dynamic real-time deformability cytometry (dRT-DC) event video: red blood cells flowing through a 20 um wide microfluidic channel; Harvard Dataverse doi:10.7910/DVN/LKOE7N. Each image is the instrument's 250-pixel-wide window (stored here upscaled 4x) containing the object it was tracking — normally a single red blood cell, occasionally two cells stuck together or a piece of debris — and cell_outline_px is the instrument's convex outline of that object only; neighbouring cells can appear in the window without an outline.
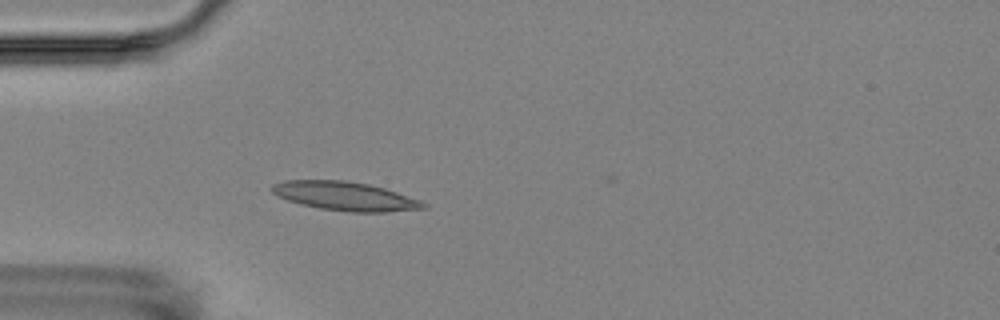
{"species": "Egyptian fruit bat (a non-hibernating species)", "species_latin": "Rousettus aegyptiacus", "temperature_condition": "room temperature", "stored_images_in_passage": 4, "camera_frame_rate_fps": 3000, "um_per_image_px": 0.085, "animal": {"sex": "female"}, "frame": {"image": 1, "passage_image": 4, "time_ms": 4.333, "image_size_px": [1000, 320], "cell_outline_px": [[428, 208], [384, 212], [348, 212], [320, 208], [300, 204], [276, 196], [268, 188], [272, 184], [284, 180], [344, 180], [368, 184], [384, 188], [420, 200], [428, 204]], "centroid_in_image_um": [29.3, 16.67], "position_along_channel_um": 55.7, "area_um2": 25.55}}